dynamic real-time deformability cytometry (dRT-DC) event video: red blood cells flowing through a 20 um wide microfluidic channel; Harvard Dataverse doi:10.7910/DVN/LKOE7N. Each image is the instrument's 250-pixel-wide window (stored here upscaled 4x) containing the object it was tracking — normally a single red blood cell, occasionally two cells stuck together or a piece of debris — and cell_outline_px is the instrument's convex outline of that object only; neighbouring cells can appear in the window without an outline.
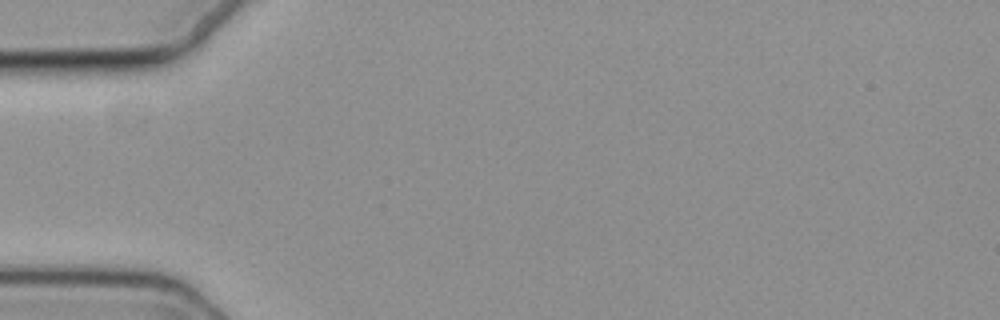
{"species": "common noctule bat (a hibernating species)", "species_latin": "Nyctalus noctula", "temperature_condition": "cold", "stored_images_in_passage": 4, "camera_frame_rate_fps": 3000, "um_per_image_px": 0.085, "animal": {"sex": "female", "body_mass_g": 19.3, "forearm_length_mm": 54.1}, "frame": {"image": 1, "passage_image": 1, "time_ms": 0.0, "image_size_px": [1000, 320], "cell_outline_px": [[192, 288], [16, 272], [16, 268], [36, 264], [100, 264], [156, 272], [172, 276], [188, 284]], "centroid_in_image_um": [8.85, 23.27], "position_along_channel_um": 76.2, "area_um2": 14.8}}